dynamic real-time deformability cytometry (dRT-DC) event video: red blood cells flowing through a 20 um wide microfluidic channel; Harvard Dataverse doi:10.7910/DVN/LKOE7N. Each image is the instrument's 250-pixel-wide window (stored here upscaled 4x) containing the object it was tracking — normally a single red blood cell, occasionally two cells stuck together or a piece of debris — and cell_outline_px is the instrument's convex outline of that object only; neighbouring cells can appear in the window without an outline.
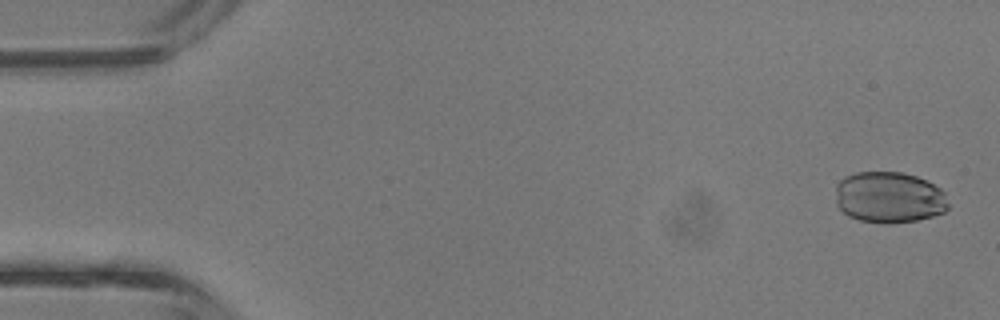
{"species": "common noctule bat (a hibernating species)", "species_latin": "Nyctalus noctula", "temperature_condition": "room temperature", "stored_images_in_passage": 4, "camera_frame_rate_fps": 3000, "um_per_image_px": 0.085, "animal": {"sex": "male", "body_mass_g": 13.3}, "frame": {"image": 1, "passage_image": 1, "time_ms": 0.0, "image_size_px": [1000, 320], "cell_outline_px": [[948, 208], [944, 212], [932, 216], [916, 220], [888, 224], [884, 224], [860, 220], [848, 216], [836, 204], [836, 184], [844, 176], [856, 172], [904, 172], [928, 180], [940, 188], [944, 192], [948, 204]], "centroid_in_image_um": [75.57, 16.77], "position_along_channel_um": 9.4, "area_um2": 33.99}}